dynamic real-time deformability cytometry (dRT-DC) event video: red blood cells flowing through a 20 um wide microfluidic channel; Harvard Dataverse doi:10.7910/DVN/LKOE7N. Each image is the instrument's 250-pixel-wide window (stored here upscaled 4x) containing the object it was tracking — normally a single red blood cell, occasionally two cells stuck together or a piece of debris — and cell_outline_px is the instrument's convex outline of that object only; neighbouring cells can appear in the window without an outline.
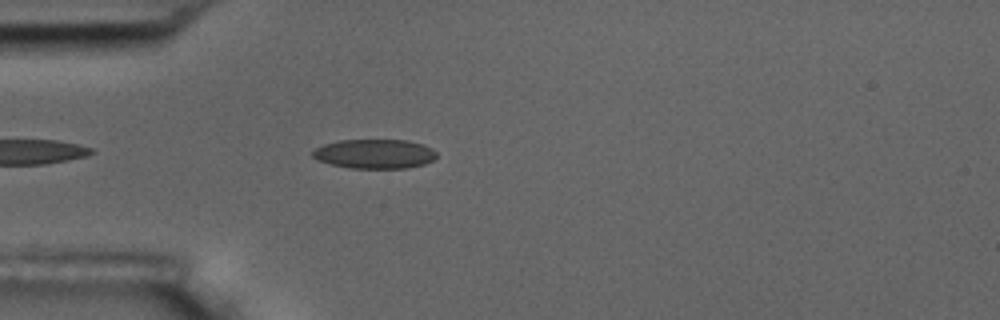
{"species": "common noctule bat (a hibernating species)", "species_latin": "Nyctalus noctula", "temperature_condition": "room temperature", "stored_images_in_passage": 3, "camera_frame_rate_fps": 3000, "um_per_image_px": 0.085, "animal": {"sex": "male", "body_mass_g": 17.5, "forearm_length_mm": 52.3}, "frame": {"image": 1, "passage_image": 3, "time_ms": 3.0, "image_size_px": [1000, 320], "cell_outline_px": [[436, 156], [432, 160], [424, 164], [404, 168], [352, 168], [332, 164], [316, 160], [312, 156], [312, 152], [316, 148], [324, 144], [340, 140], [408, 140], [424, 144], [436, 152]], "centroid_in_image_um": [31.83, 13.07], "position_along_channel_um": 53.2, "area_um2": 21.1}}